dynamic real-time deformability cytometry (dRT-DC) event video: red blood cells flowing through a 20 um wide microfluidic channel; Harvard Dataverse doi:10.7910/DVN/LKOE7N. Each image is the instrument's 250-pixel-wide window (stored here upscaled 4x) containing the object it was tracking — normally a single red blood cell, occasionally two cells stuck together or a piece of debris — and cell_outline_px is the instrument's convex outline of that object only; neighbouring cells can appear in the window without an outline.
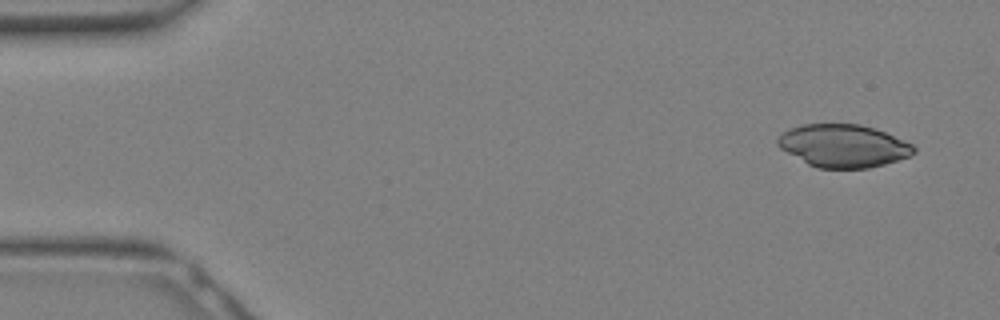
{"species": "Egyptian fruit bat (a non-hibernating species)", "species_latin": "Rousettus aegyptiacus", "temperature_condition": "warm", "stored_images_in_passage": 13, "camera_frame_rate_fps": 3000, "um_per_image_px": 0.085, "animal": {"sex": "female"}, "frame": {"image": 1, "passage_image": 2, "time_ms": 0.333, "image_size_px": [1000, 320], "cell_outline_px": [[916, 152], [908, 156], [884, 164], [868, 168], [820, 168], [808, 164], [780, 148], [776, 144], [776, 140], [788, 128], [800, 124], [860, 124], [876, 128], [912, 144], [916, 148]], "centroid_in_image_um": [71.67, 12.38], "position_along_channel_um": 13.3, "area_um2": 33.81}}